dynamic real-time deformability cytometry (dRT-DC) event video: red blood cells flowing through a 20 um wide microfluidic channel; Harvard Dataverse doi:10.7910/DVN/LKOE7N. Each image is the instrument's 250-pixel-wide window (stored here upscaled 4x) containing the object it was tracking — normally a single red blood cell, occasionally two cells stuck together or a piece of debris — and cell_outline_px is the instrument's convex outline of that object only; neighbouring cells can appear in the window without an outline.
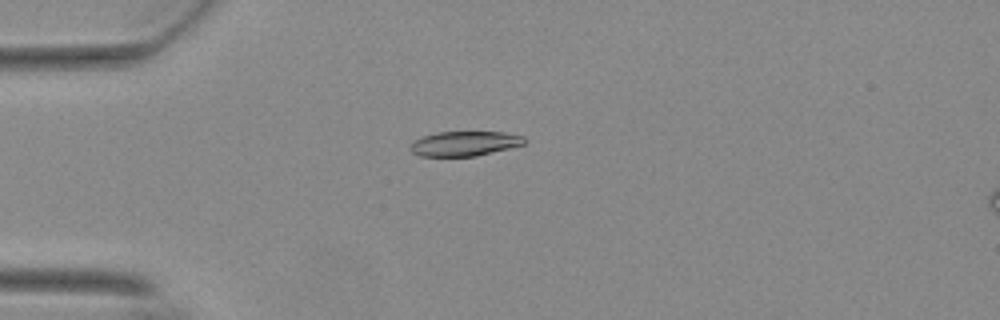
{"species": "Egyptian fruit bat (a non-hibernating species)", "species_latin": "Rousettus aegyptiacus", "temperature_condition": "warm", "stored_images_in_passage": 56, "camera_frame_rate_fps": 3000, "um_per_image_px": 0.085, "animal": {"sex": "female"}, "frame": {"image": 1, "passage_image": 15, "time_ms": 4.667, "image_size_px": [1000, 320], "cell_outline_px": [[528, 140], [524, 144], [476, 156], [420, 156], [412, 152], [408, 148], [416, 140], [424, 136], [436, 132], [504, 132], [524, 136]], "centroid_in_image_um": [39.51, 12.2], "position_along_channel_um": 45.5, "area_um2": 16.36}}
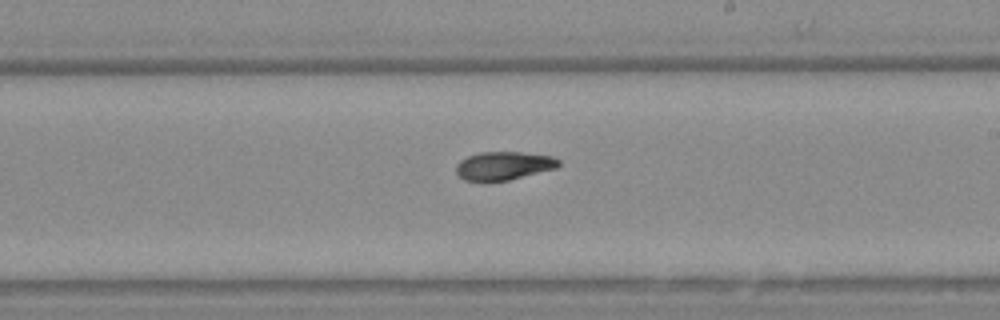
{"frame": {"image": 2, "passage_image": 33, "time_ms": 10.667, "image_size_px": [1000, 320], "cell_outline_px": [[560, 164], [556, 168], [508, 180], [484, 184], [464, 180], [456, 172], [456, 164], [460, 160], [468, 156], [480, 152], [520, 152], [552, 156], [560, 160]], "centroid_in_image_um": [42.76, 14.12], "position_along_channel_um": 246.2, "area_um2": 17.34}}
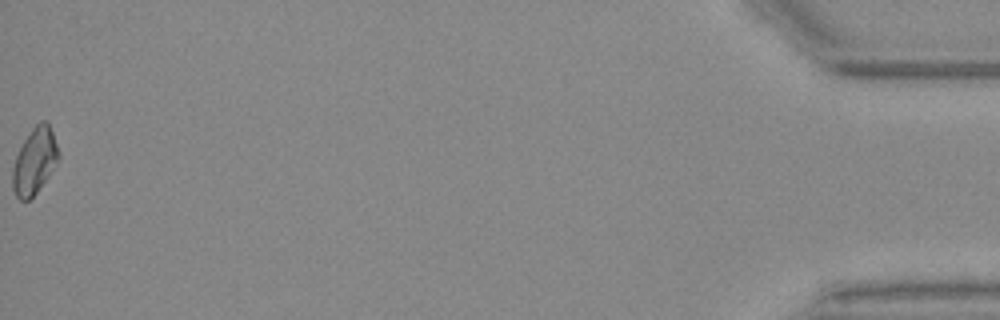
{"frame": {"image": 3, "passage_image": 56, "time_ms": 18.333, "image_size_px": [1000, 320], "cell_outline_px": [[60, 156], [56, 164], [48, 176], [36, 192], [28, 200], [20, 200], [16, 196], [12, 188], [12, 168], [16, 156], [24, 140], [32, 128], [40, 120], [48, 120], [60, 152]], "centroid_in_image_um": [2.95, 13.65], "position_along_channel_um": 432.3, "area_um2": 17.69}, "authors_computed_cell_mechanics": {"area_um2": 17.5134, "velocity_mm_per_s": 3.7012, "shape_relaxation_time_tau1_ms": 4.4526, "shape_relaxation_time_tau2_ms": 4.3843, "deformation_change_tau1": 0.14, "deformation_change_tau2": 0.0853}}